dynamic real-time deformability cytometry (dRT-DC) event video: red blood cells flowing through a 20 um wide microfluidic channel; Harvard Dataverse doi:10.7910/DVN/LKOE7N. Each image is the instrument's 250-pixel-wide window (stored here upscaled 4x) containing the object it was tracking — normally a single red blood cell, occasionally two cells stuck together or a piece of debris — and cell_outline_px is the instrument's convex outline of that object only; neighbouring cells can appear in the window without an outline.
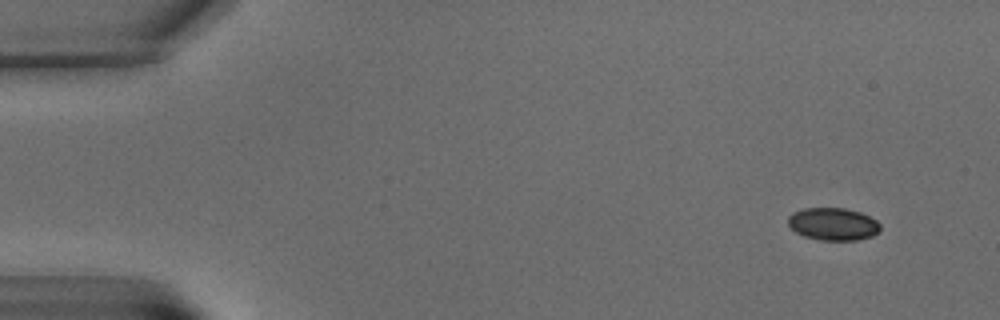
{"species": "common noctule bat (a hibernating species)", "species_latin": "Nyctalus noctula", "temperature_condition": "warm", "stored_images_in_passage": 6, "camera_frame_rate_fps": 3000, "um_per_image_px": 0.085, "animal": {"sex": "male", "body_mass_g": 15.6}, "frame": {"image": 1, "passage_image": 1, "time_ms": 0.0, "image_size_px": [1000, 320], "cell_outline_px": [[880, 232], [872, 236], [856, 240], [820, 240], [804, 236], [796, 232], [788, 224], [788, 216], [792, 212], [804, 208], [844, 208], [860, 212], [876, 220], [880, 224]], "centroid_in_image_um": [70.81, 19.04], "position_along_channel_um": 14.2, "area_um2": 17.51}}
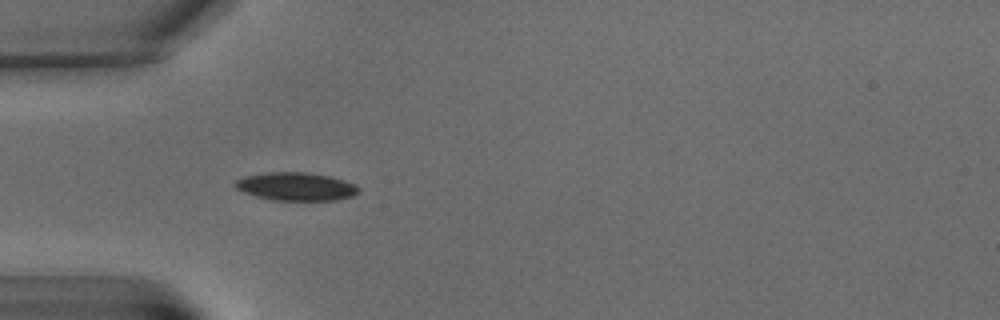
{"frame": {"image": 2, "passage_image": 5, "time_ms": 5.667, "image_size_px": [1000, 320], "cell_outline_px": [[360, 188], [352, 196], [336, 200], [272, 200], [256, 196], [244, 192], [236, 188], [236, 180], [244, 176], [268, 172], [308, 172], [328, 176], [344, 180], [356, 184]], "centroid_in_image_um": [25.17, 15.85], "position_along_channel_um": 59.8, "area_um2": 20.11}}